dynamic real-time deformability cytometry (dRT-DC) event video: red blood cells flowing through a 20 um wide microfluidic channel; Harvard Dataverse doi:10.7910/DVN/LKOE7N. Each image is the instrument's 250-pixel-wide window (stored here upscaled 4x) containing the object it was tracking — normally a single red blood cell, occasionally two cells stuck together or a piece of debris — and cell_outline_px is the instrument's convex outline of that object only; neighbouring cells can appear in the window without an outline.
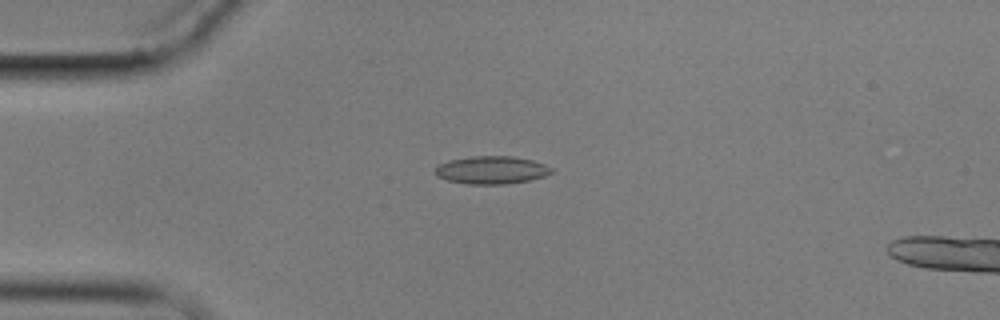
{"species": "common noctule bat (a hibernating species)", "species_latin": "Nyctalus noctula", "temperature_condition": "cold", "stored_images_in_passage": 3, "camera_frame_rate_fps": 3000, "um_per_image_px": 0.085, "animal": {"sex": "male", "body_mass_g": 17.9}, "frame": {"image": 1, "passage_image": 2, "time_ms": 1.333, "image_size_px": [1000, 320], "cell_outline_px": [[556, 172], [544, 176], [528, 180], [504, 184], [468, 184], [448, 180], [436, 176], [436, 168], [440, 164], [448, 160], [472, 156], [512, 156], [532, 160], [544, 164], [552, 168]], "centroid_in_image_um": [41.8, 14.45], "position_along_channel_um": 43.2, "area_um2": 18.79}}